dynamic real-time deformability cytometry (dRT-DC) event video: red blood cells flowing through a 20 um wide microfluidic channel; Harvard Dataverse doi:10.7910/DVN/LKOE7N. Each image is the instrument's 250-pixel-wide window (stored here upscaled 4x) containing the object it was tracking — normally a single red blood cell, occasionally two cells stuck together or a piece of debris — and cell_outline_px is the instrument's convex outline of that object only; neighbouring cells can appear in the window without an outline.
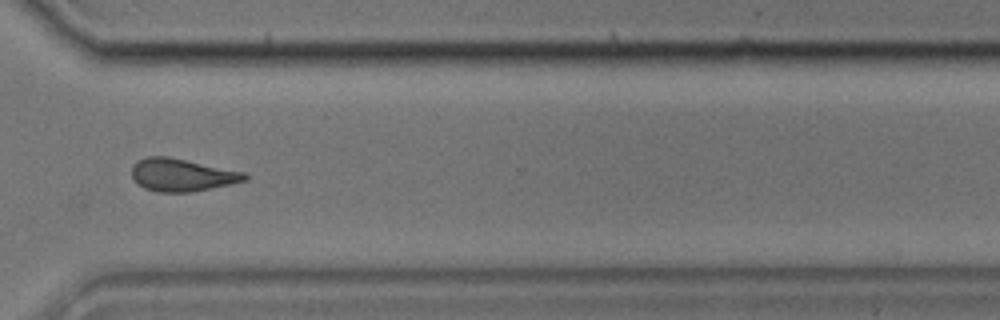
{"species": "common noctule bat (a hibernating species)", "species_latin": "Nyctalus noctula", "temperature_condition": "cold", "stored_images_in_passage": 9, "camera_frame_rate_fps": 3000, "um_per_image_px": 0.085, "animal": {"sex": "male", "body_mass_g": 17.9}, "frame": {"image": 1, "passage_image": 9, "time_ms": 2.667, "image_size_px": [1000, 320], "cell_outline_px": [[248, 180], [232, 184], [192, 192], [160, 192], [144, 188], [136, 184], [132, 176], [132, 164], [136, 160], [148, 156], [168, 156], [244, 172], [248, 176]], "centroid_in_image_um": [15.44, 14.87], "position_along_channel_um": 355.2, "area_um2": 21.68}}